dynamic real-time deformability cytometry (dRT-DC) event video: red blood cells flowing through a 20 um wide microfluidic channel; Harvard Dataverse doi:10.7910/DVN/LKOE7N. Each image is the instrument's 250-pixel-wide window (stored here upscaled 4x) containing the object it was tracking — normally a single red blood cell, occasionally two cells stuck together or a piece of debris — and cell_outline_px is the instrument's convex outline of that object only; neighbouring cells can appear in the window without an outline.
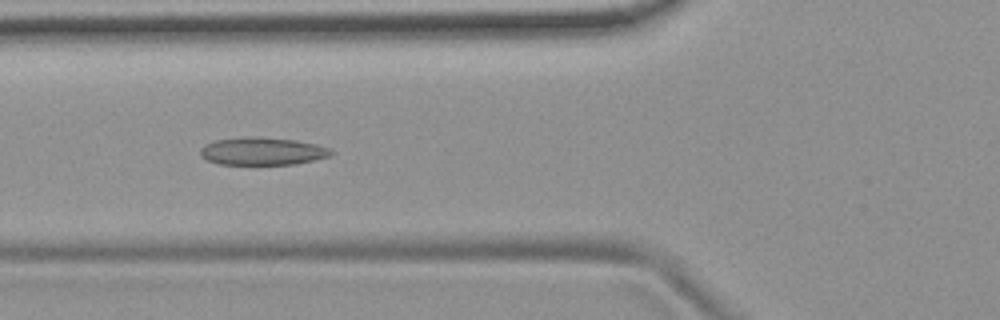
{"species": "common noctule bat (a hibernating species)", "species_latin": "Nyctalus noctula", "temperature_condition": "room temperature", "stored_images_in_passage": 49, "camera_frame_rate_fps": 3000, "um_per_image_px": 0.085, "animal": {"sex": "female", "body_mass_g": 19.9}, "frame": {"image": 1, "passage_image": 14, "time_ms": 4.333, "image_size_px": [1000, 320], "cell_outline_px": [[336, 152], [328, 156], [296, 164], [220, 164], [208, 160], [200, 156], [200, 148], [204, 144], [216, 140], [244, 136], [256, 136], [296, 140], [316, 144], [332, 148]], "centroid_in_image_um": [22.31, 12.84], "position_along_channel_um": 103.5, "area_um2": 21.27}}
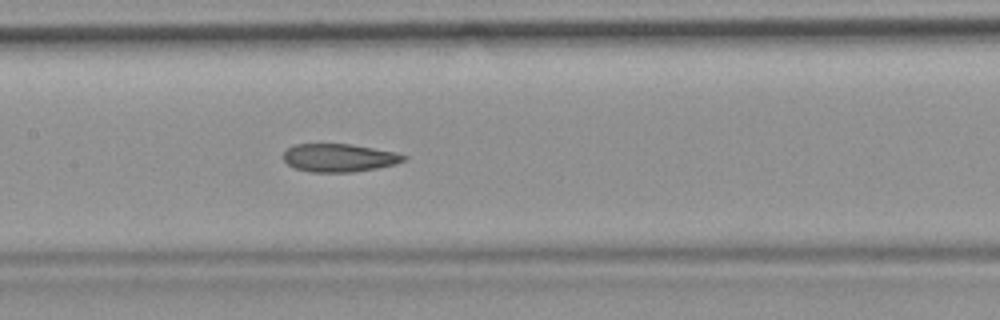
{"frame": {"image": 2, "passage_image": 20, "time_ms": 6.333, "image_size_px": [1000, 320], "cell_outline_px": [[408, 156], [404, 160], [396, 164], [376, 168], [352, 172], [312, 172], [296, 168], [288, 164], [284, 160], [284, 152], [288, 148], [296, 144], [352, 144], [396, 152]], "centroid_in_image_um": [28.85, 13.41], "position_along_channel_um": 178.6, "area_um2": 19.59}}
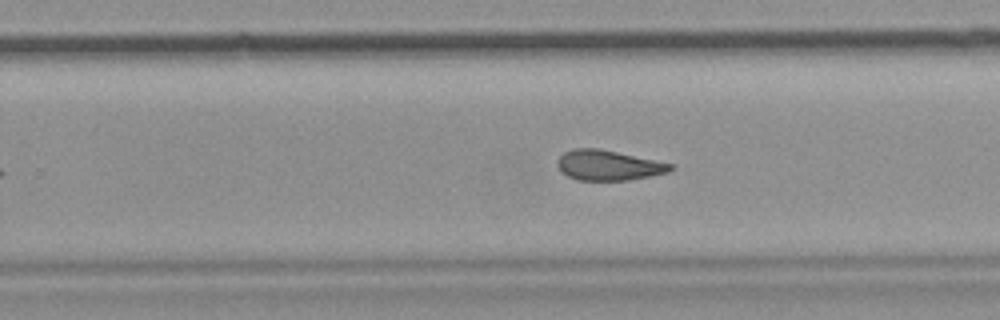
{"frame": {"image": 3, "passage_image": 28, "time_ms": 9.0, "image_size_px": [1000, 320], "cell_outline_px": [[676, 168], [668, 172], [628, 180], [580, 180], [568, 176], [560, 172], [556, 164], [560, 156], [564, 152], [572, 148], [600, 148], [676, 164]], "centroid_in_image_um": [51.73, 14.03], "position_along_channel_um": 278.1, "area_um2": 20.11}, "authors_computed_cell_mechanics": {"area_um2": 20.9236, "velocity_mm_per_s": 3.7519, "shape_relaxation_time_tau1_ms": null, "shape_relaxation_time_tau2_ms": 3.3459, "deformation_change_tau1": null, "deformation_change_tau2": 0.1036}}